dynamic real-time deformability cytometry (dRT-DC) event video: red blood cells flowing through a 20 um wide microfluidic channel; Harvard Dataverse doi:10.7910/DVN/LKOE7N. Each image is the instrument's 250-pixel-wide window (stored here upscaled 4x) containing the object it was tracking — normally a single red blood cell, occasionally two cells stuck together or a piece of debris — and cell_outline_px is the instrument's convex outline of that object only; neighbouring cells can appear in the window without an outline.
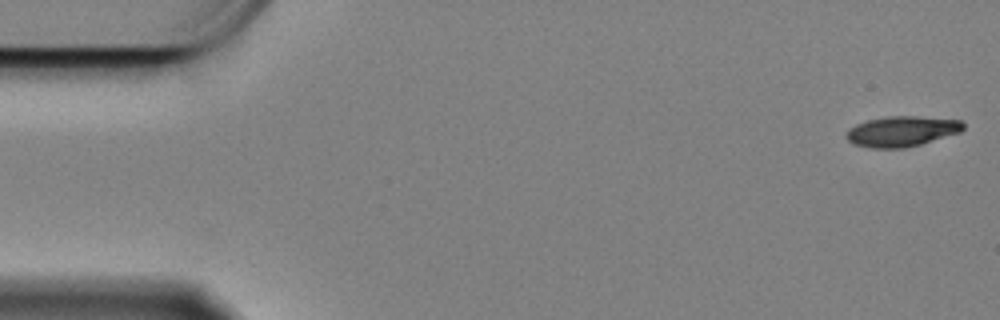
{"species": "Egyptian fruit bat (a non-hibernating species)", "species_latin": "Rousettus aegyptiacus", "temperature_condition": "cold", "stored_images_in_passage": 59, "camera_frame_rate_fps": 3000, "um_per_image_px": 0.085, "animal": {"sex": "female"}, "frame": {"image": 1, "passage_image": 1, "time_ms": 0.0, "image_size_px": [1000, 320], "cell_outline_px": [[964, 128], [960, 132], [920, 144], [904, 148], [868, 148], [852, 144], [844, 136], [844, 132], [848, 128], [856, 124], [868, 120], [888, 116], [916, 116], [960, 120], [964, 124]], "centroid_in_image_um": [76.58, 11.17], "position_along_channel_um": 8.4, "area_um2": 20.81}}
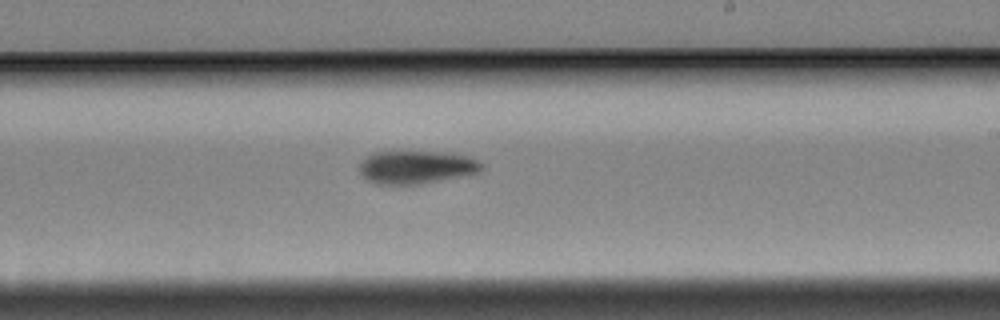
{"frame": {"image": 2, "passage_image": 34, "time_ms": 11.0, "image_size_px": [1000, 320], "cell_outline_px": [[484, 168], [476, 172], [416, 184], [376, 184], [368, 180], [360, 172], [360, 164], [368, 156], [376, 152], [448, 152], [468, 156], [476, 160]], "centroid_in_image_um": [35.35, 14.19], "position_along_channel_um": 253.6, "area_um2": 22.77}}
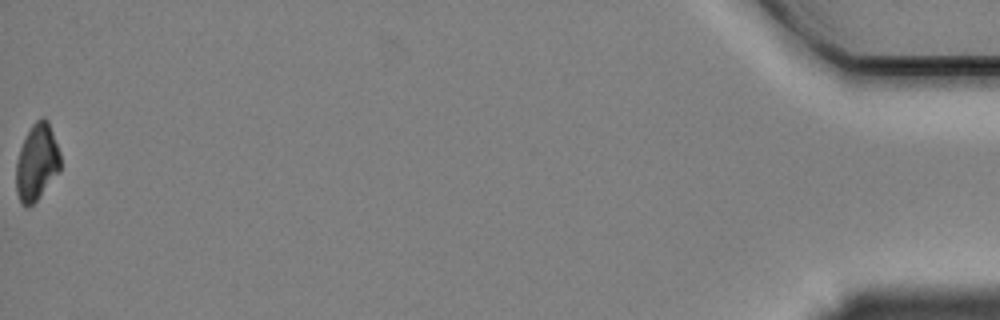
{"frame": {"image": 3, "passage_image": 59, "time_ms": 19.333, "image_size_px": [1000, 320], "cell_outline_px": [[60, 168], [36, 200], [32, 204], [24, 204], [20, 200], [16, 192], [16, 164], [20, 148], [32, 124], [40, 116], [44, 116], [48, 120], [60, 152]], "centroid_in_image_um": [3.12, 13.72], "position_along_channel_um": 432.1, "area_um2": 19.25}, "authors_computed_cell_mechanics": {"area_um2": 21.8484, "velocity_mm_per_s": 3.3405, "shape_relaxation_time_tau1_ms": 2.6522, "shape_relaxation_time_tau2_ms": null, "deformation_change_tau1": 0.1362, "deformation_change_tau2": null}}